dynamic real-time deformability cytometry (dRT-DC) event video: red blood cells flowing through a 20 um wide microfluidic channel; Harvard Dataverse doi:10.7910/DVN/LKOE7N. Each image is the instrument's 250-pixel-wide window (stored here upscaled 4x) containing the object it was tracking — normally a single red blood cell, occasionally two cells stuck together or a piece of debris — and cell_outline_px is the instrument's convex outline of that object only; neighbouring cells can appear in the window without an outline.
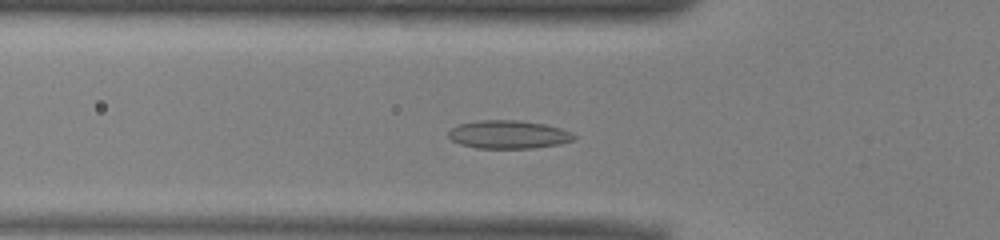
{"species": "common noctule bat (a hibernating species)", "species_latin": "Nyctalus noctula", "temperature_condition": "warm", "stored_images_in_passage": 45, "camera_frame_rate_fps": 3000, "um_per_image_px": 0.085, "animal": {"sex": "male", "body_mass_g": 13.0, "forearm_length_mm": 53.1}, "frame": {"image": 1, "passage_image": 11, "time_ms": 3.333, "image_size_px": [1000, 240], "cell_outline_px": [[576, 136], [572, 140], [560, 144], [532, 148], [476, 148], [460, 144], [452, 140], [448, 136], [448, 132], [452, 128], [460, 124], [476, 120], [516, 120], [544, 124], [560, 128], [572, 132]], "centroid_in_image_um": [43.21, 11.43], "position_along_channel_um": 82.6, "area_um2": 20.58}}
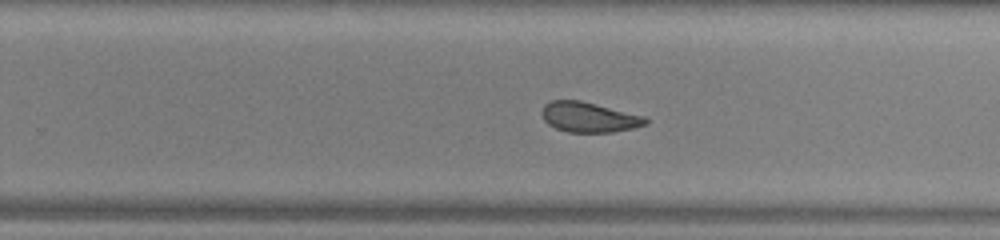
{"frame": {"image": 2, "passage_image": 26, "time_ms": 8.333, "image_size_px": [1000, 240], "cell_outline_px": [[648, 124], [632, 128], [612, 132], [568, 132], [556, 128], [548, 124], [544, 120], [540, 112], [544, 104], [552, 100], [580, 100], [644, 116], [648, 120]], "centroid_in_image_um": [50.03, 9.96], "position_along_channel_um": 279.8, "area_um2": 18.15}}
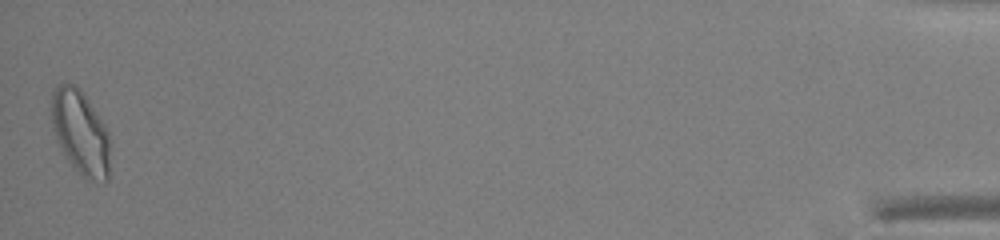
{"frame": {"image": 3, "passage_image": 45, "time_ms": 14.667, "image_size_px": [1000, 240], "cell_outline_px": [[108, 180], [104, 184], [84, 180], [80, 176], [68, 160], [56, 140], [52, 128], [52, 96], [56, 88], [60, 84], [76, 84], [80, 88], [104, 124], [108, 132]], "centroid_in_image_um": [6.84, 11.32], "position_along_channel_um": 428.4, "area_um2": 28.73}, "authors_computed_cell_mechanics": {"area_um2": 20.5768, "velocity_mm_per_s": 3.9462, "shape_relaxation_time_tau1_ms": null, "shape_relaxation_time_tau2_ms": 2.4101, "deformation_change_tau1": null, "deformation_change_tau2": 0.0832}}